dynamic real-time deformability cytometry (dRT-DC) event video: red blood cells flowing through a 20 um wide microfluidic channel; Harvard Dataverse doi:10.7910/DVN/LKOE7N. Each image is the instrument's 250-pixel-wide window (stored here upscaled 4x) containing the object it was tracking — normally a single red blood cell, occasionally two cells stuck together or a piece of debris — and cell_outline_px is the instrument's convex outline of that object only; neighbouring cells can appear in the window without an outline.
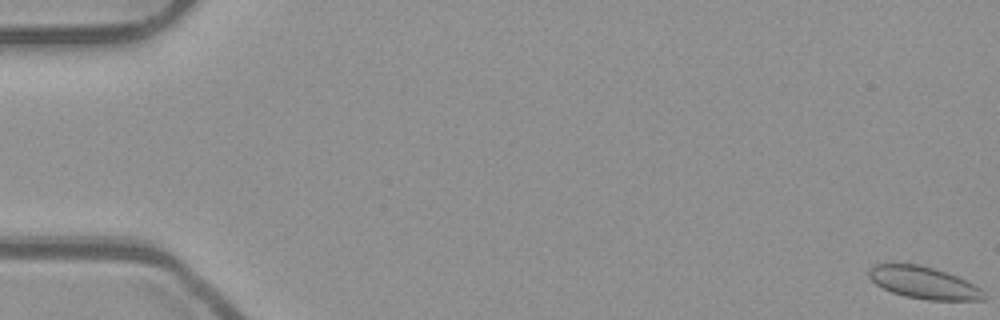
{"species": "common noctule bat (a hibernating species)", "species_latin": "Nyctalus noctula", "temperature_condition": "room temperature", "stored_images_in_passage": 12, "camera_frame_rate_fps": 3000, "um_per_image_px": 0.085, "animal": {"sex": "male", "body_mass_g": 23.1, "forearm_length_mm": 52.7}, "frame": {"image": 1, "passage_image": 1, "time_ms": 0.0, "image_size_px": [1000, 320], "cell_outline_px": [[984, 300], [928, 300], [904, 296], [892, 292], [876, 284], [868, 276], [868, 268], [872, 264], [892, 260], [920, 264], [936, 268], [948, 272], [980, 288], [984, 292]], "centroid_in_image_um": [78.41, 23.96], "position_along_channel_um": 6.6, "area_um2": 22.2}}